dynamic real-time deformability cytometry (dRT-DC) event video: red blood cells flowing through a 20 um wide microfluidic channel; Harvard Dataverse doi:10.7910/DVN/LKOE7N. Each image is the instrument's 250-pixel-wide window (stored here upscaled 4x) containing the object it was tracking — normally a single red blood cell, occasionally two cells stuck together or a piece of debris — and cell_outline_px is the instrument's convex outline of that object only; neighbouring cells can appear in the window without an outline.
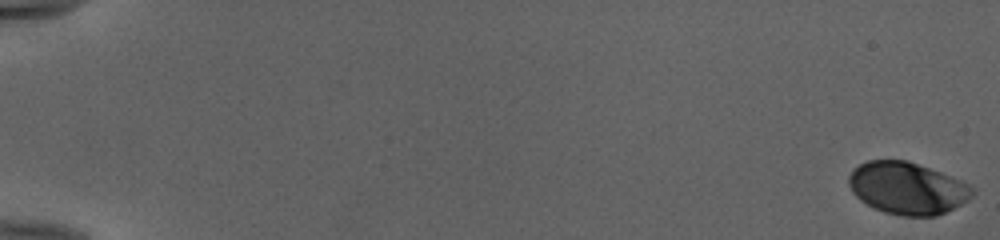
{"species": "human", "species_latin": "Homo sapiens", "temperature_condition": "cold", "stored_images_in_passage": 54, "camera_frame_rate_fps": 3000, "um_per_image_px": 0.085, "donor": {"sex": "female"}, "frame": {"image": 1, "passage_image": 1, "time_ms": 0.0, "image_size_px": [1000, 240], "cell_outline_px": [[976, 192], [968, 200], [936, 216], [904, 216], [884, 212], [860, 200], [852, 192], [848, 184], [848, 176], [852, 168], [868, 160], [908, 160], [940, 172], [968, 184]], "centroid_in_image_um": [77.08, 15.98], "position_along_channel_um": 7.9, "area_um2": 37.34}}
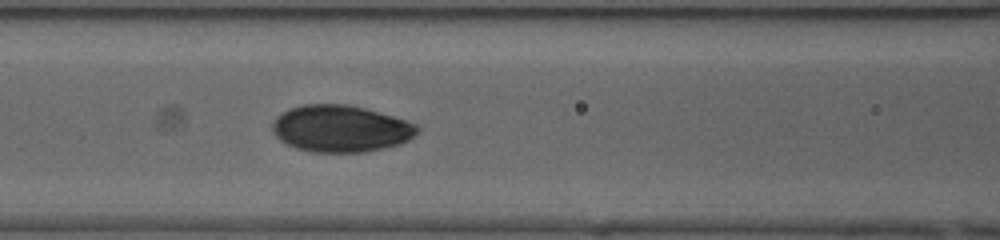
{"frame": {"image": 2, "passage_image": 26, "time_ms": 8.333, "image_size_px": [1000, 240], "cell_outline_px": [[420, 128], [408, 140], [400, 144], [364, 152], [312, 152], [296, 148], [280, 140], [272, 132], [272, 120], [276, 116], [292, 108], [304, 104], [348, 104], [364, 108], [392, 116], [416, 124]], "centroid_in_image_um": [28.92, 10.93], "position_along_channel_um": 137.7, "area_um2": 39.3}}
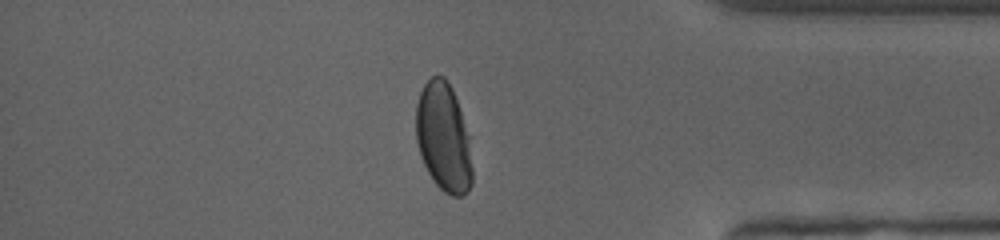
{"frame": {"image": 3, "passage_image": 47, "time_ms": 15.333, "image_size_px": [1000, 240], "cell_outline_px": [[472, 184], [468, 192], [460, 196], [452, 196], [444, 192], [432, 180], [424, 164], [416, 140], [416, 104], [420, 92], [424, 84], [432, 76], [444, 76], [452, 88], [468, 136], [472, 168]], "centroid_in_image_um": [37.69, 11.7], "position_along_channel_um": 397.5, "area_um2": 35.37}, "authors_computed_cell_mechanics": {"area_um2": 38.0902, "velocity_mm_per_s": 3.9766, "shape_relaxation_time_tau1_ms": 3.5231, "shape_relaxation_time_tau2_ms": null, "deformation_change_tau1": 0.148, "deformation_change_tau2": null}}